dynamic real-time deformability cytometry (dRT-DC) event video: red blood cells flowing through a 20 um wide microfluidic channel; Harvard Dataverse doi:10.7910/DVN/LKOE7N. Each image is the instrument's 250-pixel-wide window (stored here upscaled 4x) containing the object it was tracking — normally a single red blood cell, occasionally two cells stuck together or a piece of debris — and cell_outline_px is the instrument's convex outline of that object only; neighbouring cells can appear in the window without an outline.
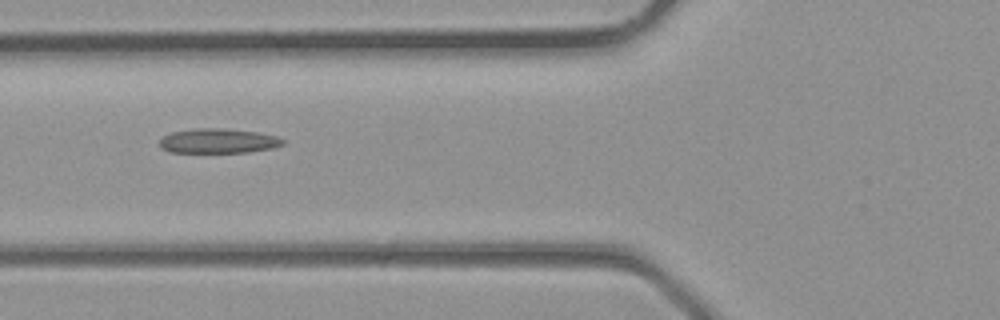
{"species": "common noctule bat (a hibernating species)", "species_latin": "Nyctalus noctula", "temperature_condition": "room temperature", "stored_images_in_passage": 4, "camera_frame_rate_fps": 3000, "um_per_image_px": 0.085, "animal": {"sex": "male", "body_mass_g": 23.1, "forearm_length_mm": 52.7}, "frame": {"image": 1, "passage_image": 4, "time_ms": 1.0, "image_size_px": [1000, 320], "cell_outline_px": [[284, 144], [272, 148], [248, 152], [168, 152], [160, 148], [160, 140], [164, 136], [172, 132], [196, 128], [220, 128], [256, 132], [276, 136], [284, 140]], "centroid_in_image_um": [18.53, 11.98], "position_along_channel_um": 107.3, "area_um2": 17.57}}